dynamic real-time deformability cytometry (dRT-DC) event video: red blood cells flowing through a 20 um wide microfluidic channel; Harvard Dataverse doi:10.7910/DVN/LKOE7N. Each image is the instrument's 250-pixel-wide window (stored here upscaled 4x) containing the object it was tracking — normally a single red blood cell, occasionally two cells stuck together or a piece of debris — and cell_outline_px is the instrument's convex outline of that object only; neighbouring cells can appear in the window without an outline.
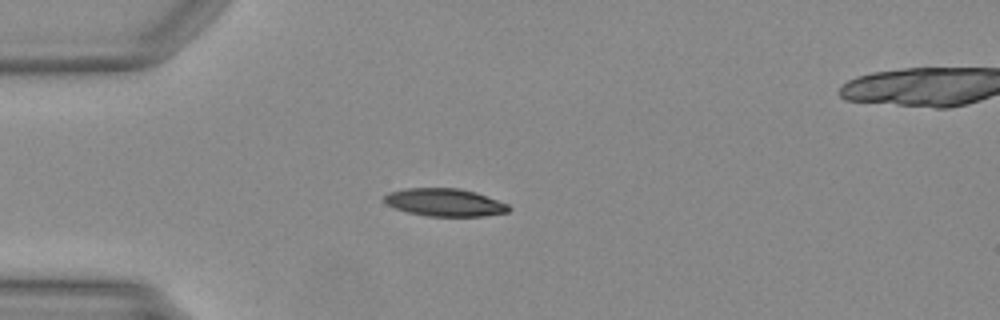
{"species": "Egyptian fruit bat (a non-hibernating species)", "species_latin": "Rousettus aegyptiacus", "temperature_condition": "warm", "stored_images_in_passage": 38, "segment_of_instrument_passage": [1, 2], "camera_frame_rate_fps": 3000, "um_per_image_px": 0.085, "animal": {"sex": "female"}, "frame": {"image": 1, "passage_image": 1, "time_ms": 0.0, "image_size_px": [1000, 320], "cell_outline_px": [[512, 208], [508, 212], [484, 216], [428, 216], [408, 212], [396, 208], [388, 204], [384, 200], [384, 196], [388, 192], [404, 188], [460, 188], [476, 192], [508, 204]], "centroid_in_image_um": [37.82, 17.2], "position_along_channel_um": 47.2, "area_um2": 20.11}}
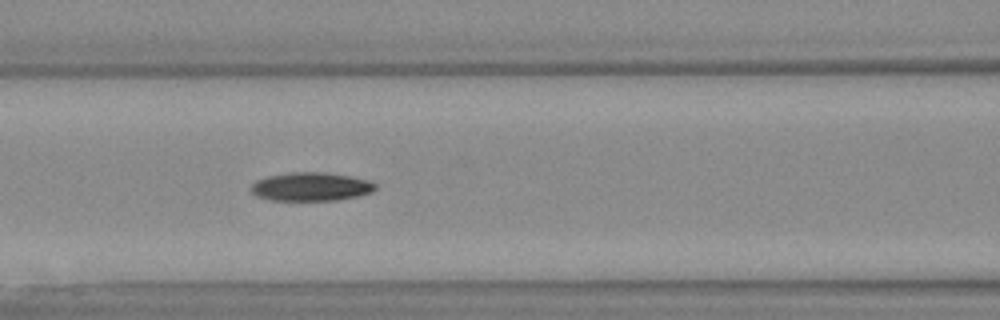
{"frame": {"image": 2, "passage_image": 9, "time_ms": 2.667, "image_size_px": [1000, 320], "cell_outline_px": [[376, 188], [372, 192], [356, 196], [336, 200], [268, 200], [256, 196], [248, 188], [256, 180], [268, 176], [292, 172], [320, 172], [348, 176], [364, 180], [376, 184]], "centroid_in_image_um": [26.35, 15.87], "position_along_channel_um": 140.2, "area_um2": 20.46}}
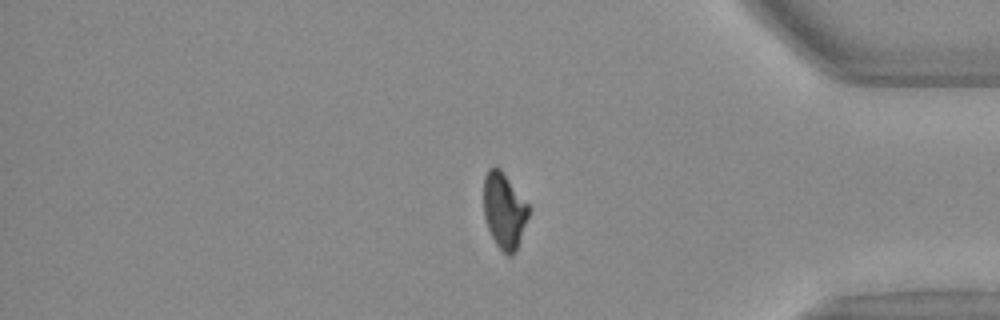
{"frame": {"image": 3, "passage_image": 29, "time_ms": 9.333, "image_size_px": [1000, 320], "cell_outline_px": [[528, 216], [516, 252], [512, 256], [508, 256], [496, 244], [488, 228], [484, 216], [484, 176], [488, 168], [500, 168], [528, 204]], "centroid_in_image_um": [42.84, 17.91], "position_along_channel_um": 392.4, "area_um2": 19.59}}